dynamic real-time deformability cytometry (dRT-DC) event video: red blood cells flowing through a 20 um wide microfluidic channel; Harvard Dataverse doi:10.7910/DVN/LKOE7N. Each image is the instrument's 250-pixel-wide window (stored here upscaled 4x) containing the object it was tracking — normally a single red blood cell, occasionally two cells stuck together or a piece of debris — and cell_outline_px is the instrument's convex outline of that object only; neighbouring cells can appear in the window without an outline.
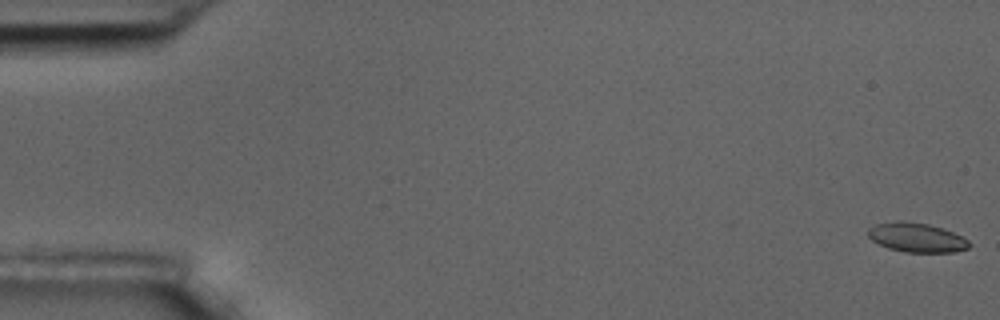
{"species": "common noctule bat (a hibernating species)", "species_latin": "Nyctalus noctula", "temperature_condition": "room temperature", "stored_images_in_passage": 16, "camera_frame_rate_fps": 3000, "um_per_image_px": 0.085, "animal": {"sex": "male", "body_mass_g": 17.5, "forearm_length_mm": 52.3}, "frame": {"image": 1, "passage_image": 1, "time_ms": 0.0, "image_size_px": [1000, 320], "cell_outline_px": [[972, 244], [968, 248], [952, 252], [904, 252], [888, 248], [872, 240], [868, 236], [868, 228], [876, 224], [896, 220], [900, 220], [928, 224], [952, 232], [968, 240]], "centroid_in_image_um": [77.89, 20.18], "position_along_channel_um": 7.1, "area_um2": 17.17}}